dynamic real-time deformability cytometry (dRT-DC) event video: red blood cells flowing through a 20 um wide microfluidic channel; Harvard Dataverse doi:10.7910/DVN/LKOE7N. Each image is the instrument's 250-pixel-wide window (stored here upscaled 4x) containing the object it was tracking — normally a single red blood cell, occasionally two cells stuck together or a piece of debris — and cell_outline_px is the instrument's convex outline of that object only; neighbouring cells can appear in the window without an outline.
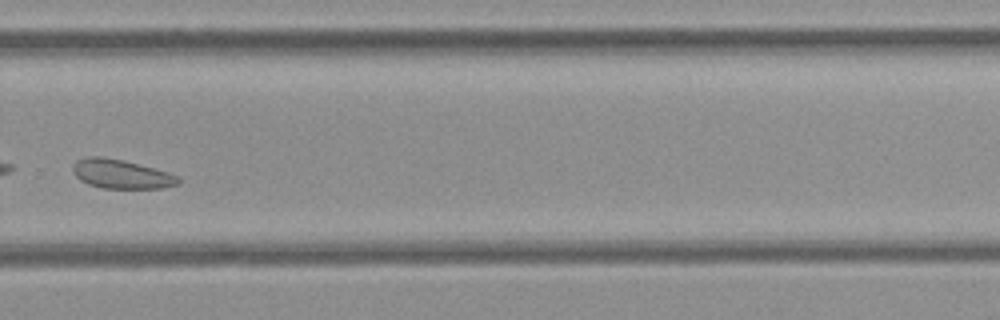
{"species": "common noctule bat (a hibernating species)", "species_latin": "Nyctalus noctula", "temperature_condition": "cold", "stored_images_in_passage": 35, "camera_frame_rate_fps": 3000, "um_per_image_px": 0.085, "animal": {"sex": "female", "body_mass_g": 21.9}, "frame": {"image": 1, "passage_image": 25, "time_ms": 8.0, "image_size_px": [1000, 320], "cell_outline_px": [[180, 184], [164, 188], [104, 188], [88, 184], [80, 180], [72, 172], [72, 164], [76, 160], [88, 156], [104, 156], [124, 160], [168, 172], [176, 176], [180, 180]], "centroid_in_image_um": [10.27, 14.78], "position_along_channel_um": 319.5, "area_um2": 17.98}}